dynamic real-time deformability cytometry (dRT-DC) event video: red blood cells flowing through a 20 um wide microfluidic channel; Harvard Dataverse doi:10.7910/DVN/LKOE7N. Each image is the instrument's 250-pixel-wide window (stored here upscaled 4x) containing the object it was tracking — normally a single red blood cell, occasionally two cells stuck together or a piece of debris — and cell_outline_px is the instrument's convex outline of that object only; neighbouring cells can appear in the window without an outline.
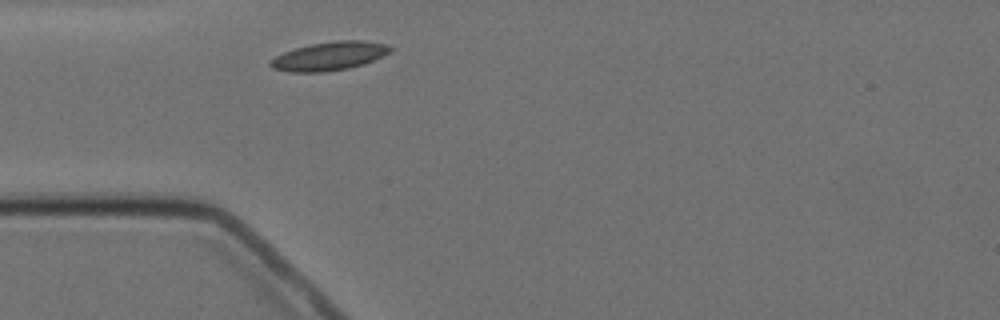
{"species": "Egyptian fruit bat (a non-hibernating species)", "species_latin": "Rousettus aegyptiacus", "temperature_condition": "cold", "stored_images_in_passage": 1, "camera_frame_rate_fps": 3000, "um_per_image_px": 0.085, "animal": {"sex": "female"}, "frame": {"image": 1, "passage_image": 1, "time_ms": 0.0, "image_size_px": [1000, 320], "cell_outline_px": [[392, 48], [388, 52], [364, 64], [348, 68], [324, 72], [288, 72], [272, 68], [268, 64], [268, 60], [284, 52], [308, 44], [336, 40], [364, 40], [388, 44]], "centroid_in_image_um": [27.94, 4.76], "position_along_channel_um": 57.1, "area_um2": 20.0}}